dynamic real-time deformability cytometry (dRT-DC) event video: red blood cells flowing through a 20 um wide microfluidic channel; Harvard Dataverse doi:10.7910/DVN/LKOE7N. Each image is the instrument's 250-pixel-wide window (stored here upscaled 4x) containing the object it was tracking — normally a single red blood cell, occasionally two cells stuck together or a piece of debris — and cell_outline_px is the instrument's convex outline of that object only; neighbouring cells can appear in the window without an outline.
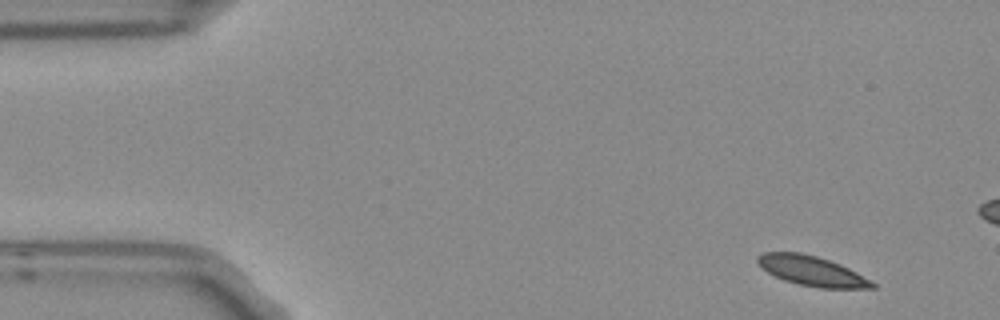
{"species": "Egyptian fruit bat (a non-hibernating species)", "species_latin": "Rousettus aegyptiacus", "temperature_condition": "room temperature", "stored_images_in_passage": 4, "camera_frame_rate_fps": 3000, "um_per_image_px": 0.085, "frame": {"image": 1, "passage_image": 1, "time_ms": 0.0, "image_size_px": [1000, 320], "cell_outline_px": [[876, 288], [820, 288], [796, 284], [784, 280], [768, 272], [756, 260], [756, 256], [764, 252], [800, 252], [816, 256], [840, 264], [856, 272], [876, 284]], "centroid_in_image_um": [69.0, 23.03], "position_along_channel_um": 16.0, "area_um2": 19.71}}